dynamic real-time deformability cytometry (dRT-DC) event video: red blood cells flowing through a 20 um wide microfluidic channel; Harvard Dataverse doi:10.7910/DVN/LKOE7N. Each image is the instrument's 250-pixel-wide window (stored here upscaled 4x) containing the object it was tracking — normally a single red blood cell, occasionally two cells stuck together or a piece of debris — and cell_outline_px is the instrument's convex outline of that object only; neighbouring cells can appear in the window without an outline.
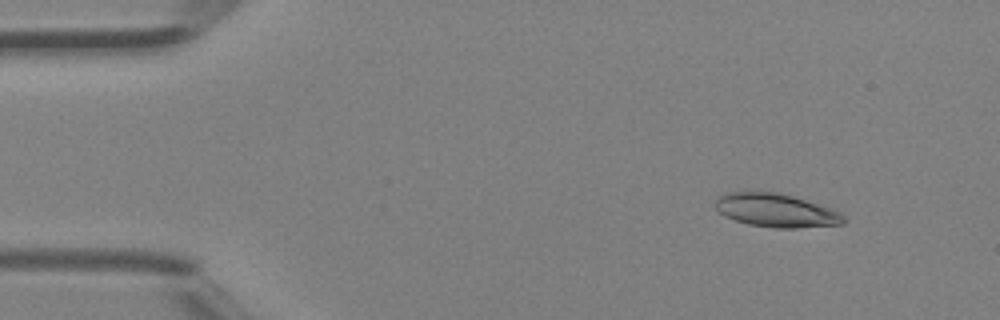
{"species": "Egyptian fruit bat (a non-hibernating species)", "species_latin": "Rousettus aegyptiacus", "temperature_condition": "room temperature", "stored_images_in_passage": 3, "camera_frame_rate_fps": 3000, "um_per_image_px": 0.085, "animal": {"sex": "female"}, "frame": {"image": 1, "passage_image": 1, "time_ms": 0.0, "image_size_px": [1000, 320], "cell_outline_px": [[844, 224], [796, 228], [776, 228], [748, 224], [724, 216], [716, 212], [716, 196], [724, 192], [744, 188], [748, 188], [780, 192], [832, 208], [840, 212], [844, 216]], "centroid_in_image_um": [65.87, 17.82], "position_along_channel_um": 19.1, "area_um2": 26.07}}